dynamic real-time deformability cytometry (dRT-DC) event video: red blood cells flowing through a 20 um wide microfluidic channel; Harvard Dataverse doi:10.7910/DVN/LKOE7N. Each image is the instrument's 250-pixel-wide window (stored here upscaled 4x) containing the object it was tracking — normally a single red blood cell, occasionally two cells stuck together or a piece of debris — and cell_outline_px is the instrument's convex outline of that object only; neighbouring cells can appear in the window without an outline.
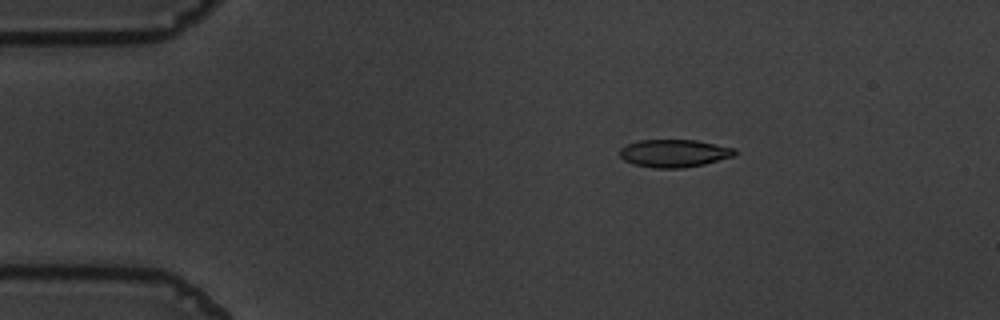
{"species": "common noctule bat (a hibernating species)", "species_latin": "Nyctalus noctula", "temperature_condition": "warm", "stored_images_in_passage": 47, "camera_frame_rate_fps": 3000, "um_per_image_px": 0.085, "animal": {"sex": "male", "body_mass_g": 19.5, "forearm_length_mm": 54.6}, "frame": {"image": 1, "passage_image": 1, "time_ms": 0.0, "image_size_px": [1000, 320], "cell_outline_px": [[736, 152], [732, 156], [704, 164], [684, 168], [656, 168], [636, 164], [624, 160], [620, 156], [620, 148], [628, 144], [640, 140], [696, 140], [736, 148]], "centroid_in_image_um": [57.31, 13.02], "position_along_channel_um": 27.7, "area_um2": 18.38}}
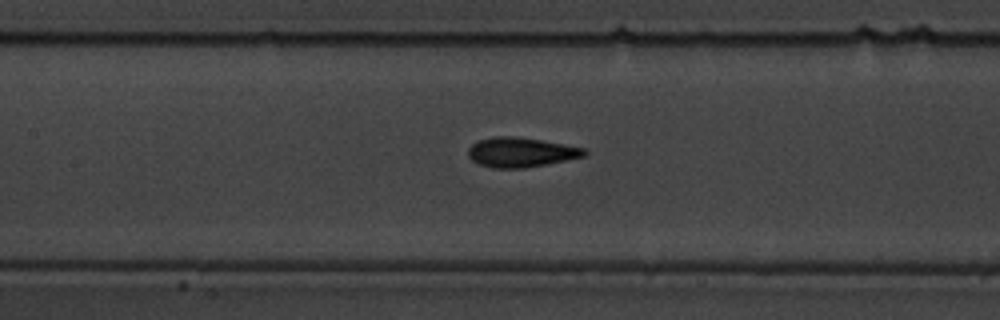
{"frame": {"image": 2, "passage_image": 17, "time_ms": 5.333, "image_size_px": [1000, 320], "cell_outline_px": [[588, 152], [584, 156], [524, 168], [492, 168], [480, 164], [472, 160], [468, 156], [468, 148], [472, 144], [480, 140], [492, 136], [516, 136], [540, 140], [584, 148]], "centroid_in_image_um": [44.23, 12.94], "position_along_channel_um": 163.2, "area_um2": 19.83}}
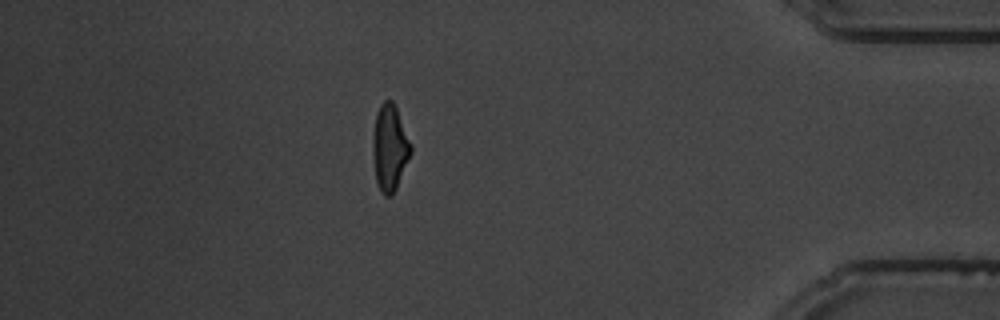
{"frame": {"image": 3, "passage_image": 40, "time_ms": 13.0, "image_size_px": [1000, 320], "cell_outline_px": [[412, 152], [396, 188], [392, 196], [384, 196], [380, 192], [376, 184], [372, 152], [372, 136], [376, 112], [380, 104], [384, 100], [392, 100], [396, 108], [412, 148]], "centroid_in_image_um": [33.09, 12.59], "position_along_channel_um": 402.1, "area_um2": 19.19}, "authors_computed_cell_mechanics": {"area_um2": 19.4786, "velocity_mm_per_s": 3.6683, "shape_relaxation_time_tau1_ms": 4.7492, "shape_relaxation_time_tau2_ms": 1.2696, "deformation_change_tau1": 0.1526, "deformation_change_tau2": 0.0803}}